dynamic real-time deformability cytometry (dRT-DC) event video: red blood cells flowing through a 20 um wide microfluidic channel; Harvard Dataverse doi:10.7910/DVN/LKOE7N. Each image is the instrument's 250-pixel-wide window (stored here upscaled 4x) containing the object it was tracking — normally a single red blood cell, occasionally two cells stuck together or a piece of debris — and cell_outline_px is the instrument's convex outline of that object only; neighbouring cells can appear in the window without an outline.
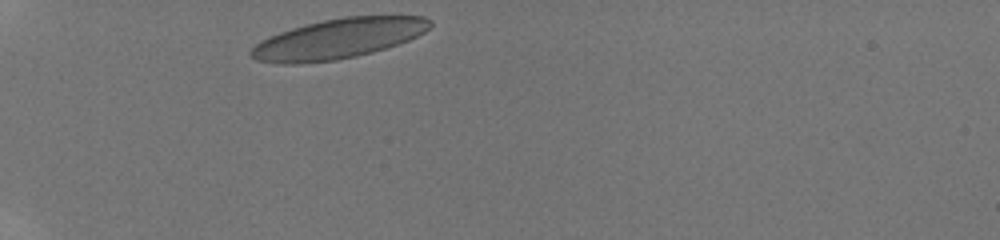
{"species": "human", "species_latin": "Homo sapiens", "temperature_condition": "room temperature", "stored_images_in_passage": 2, "camera_frame_rate_fps": 3000, "um_per_image_px": 0.085, "donor": {"sex": "male"}, "frame": {"image": 1, "passage_image": 1, "time_ms": 0.0, "image_size_px": [1000, 240], "cell_outline_px": [[432, 24], [424, 32], [408, 40], [372, 52], [356, 56], [336, 60], [296, 64], [284, 64], [256, 60], [248, 52], [260, 40], [268, 36], [304, 24], [344, 16], [424, 16], [432, 20]], "centroid_in_image_um": [28.73, 3.28], "position_along_channel_um": 56.3, "area_um2": 41.56}}